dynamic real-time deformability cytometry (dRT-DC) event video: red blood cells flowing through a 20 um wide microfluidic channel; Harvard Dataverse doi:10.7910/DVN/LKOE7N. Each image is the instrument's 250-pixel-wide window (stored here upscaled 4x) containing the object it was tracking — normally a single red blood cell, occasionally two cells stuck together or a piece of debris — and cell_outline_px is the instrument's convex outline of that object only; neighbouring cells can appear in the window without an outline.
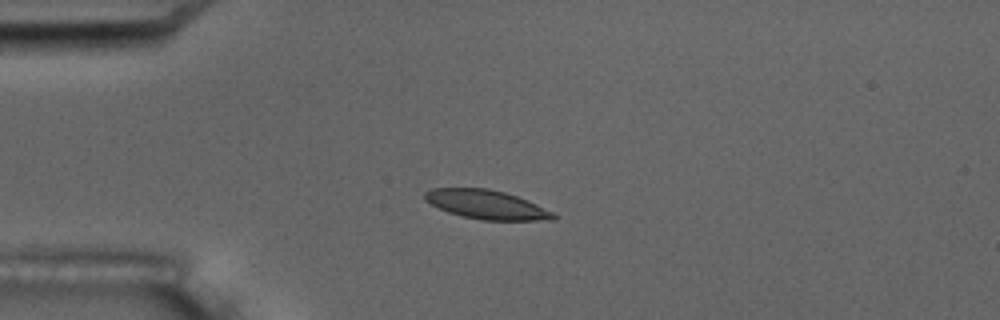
{"species": "common noctule bat (a hibernating species)", "species_latin": "Nyctalus noctula", "temperature_condition": "room temperature", "stored_images_in_passage": 4, "camera_frame_rate_fps": 3000, "um_per_image_px": 0.085, "animal": {"sex": "male", "body_mass_g": 17.5, "forearm_length_mm": 52.3}, "frame": {"image": 1, "passage_image": 4, "time_ms": 3.667, "image_size_px": [1000, 320], "cell_outline_px": [[556, 220], [480, 220], [448, 212], [424, 200], [424, 192], [432, 188], [488, 188], [504, 192], [528, 200], [552, 212], [556, 216]], "centroid_in_image_um": [41.34, 17.38], "position_along_channel_um": 43.7, "area_um2": 21.56}}